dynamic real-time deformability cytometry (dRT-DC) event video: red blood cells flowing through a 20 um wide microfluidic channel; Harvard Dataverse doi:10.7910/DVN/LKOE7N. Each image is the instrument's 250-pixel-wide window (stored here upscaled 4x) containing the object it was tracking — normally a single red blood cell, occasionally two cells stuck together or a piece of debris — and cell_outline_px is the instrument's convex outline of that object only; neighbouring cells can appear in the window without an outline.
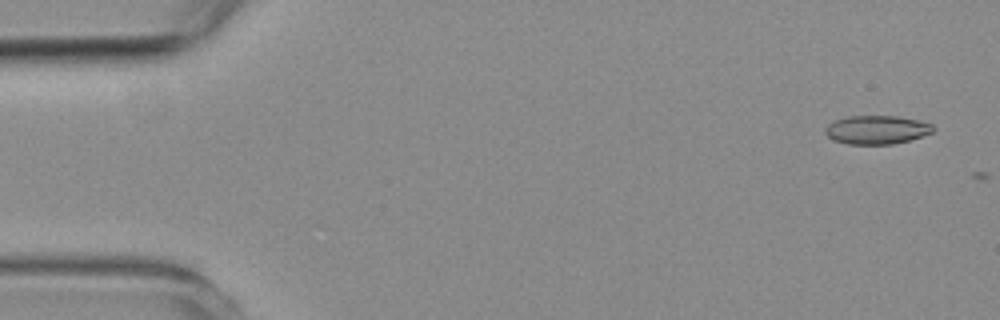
{"species": "common noctule bat (a hibernating species)", "species_latin": "Nyctalus noctula", "temperature_condition": "room temperature", "stored_images_in_passage": 8, "camera_frame_rate_fps": 3000, "um_per_image_px": 0.085, "animal": {"sex": "female", "body_mass_g": 19.3, "forearm_length_mm": 54.1}, "frame": {"image": 1, "passage_image": 3, "time_ms": 0.667, "image_size_px": [1000, 320], "cell_outline_px": [[936, 128], [932, 132], [908, 140], [892, 144], [848, 144], [832, 140], [824, 132], [824, 128], [828, 124], [836, 120], [848, 116], [896, 116], [916, 120], [932, 124]], "centroid_in_image_um": [74.48, 11.03], "position_along_channel_um": 10.5, "area_um2": 17.86}}